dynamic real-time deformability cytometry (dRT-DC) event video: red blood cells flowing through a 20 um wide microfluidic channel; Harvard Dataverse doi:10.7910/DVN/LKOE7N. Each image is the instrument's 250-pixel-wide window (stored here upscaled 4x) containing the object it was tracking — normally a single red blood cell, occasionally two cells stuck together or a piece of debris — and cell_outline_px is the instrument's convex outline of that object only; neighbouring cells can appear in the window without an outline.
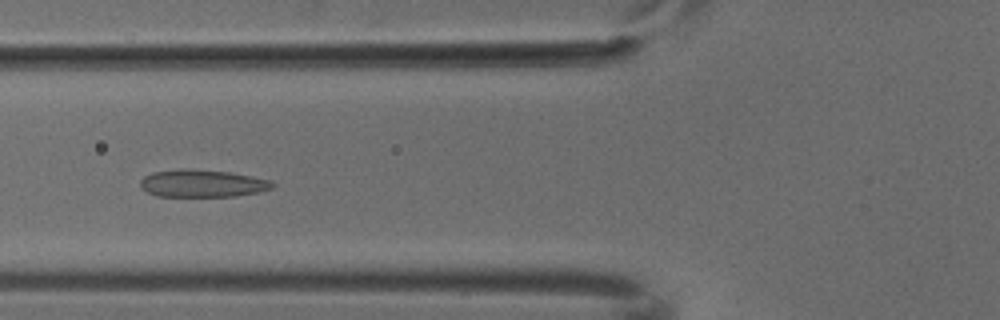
{"species": "common noctule bat (a hibernating species)", "species_latin": "Nyctalus noctula", "temperature_condition": "cold", "stored_images_in_passage": 7, "camera_frame_rate_fps": 3000, "um_per_image_px": 0.085, "animal": {"sex": "male", "body_mass_g": 18.8}, "frame": {"image": 1, "passage_image": 5, "time_ms": 1.333, "image_size_px": [1000, 320], "cell_outline_px": [[276, 184], [272, 188], [260, 192], [236, 196], [156, 196], [140, 188], [140, 180], [144, 176], [152, 172], [228, 172], [252, 176], [272, 180]], "centroid_in_image_um": [17.27, 15.65], "position_along_channel_um": 108.5, "area_um2": 20.17}}
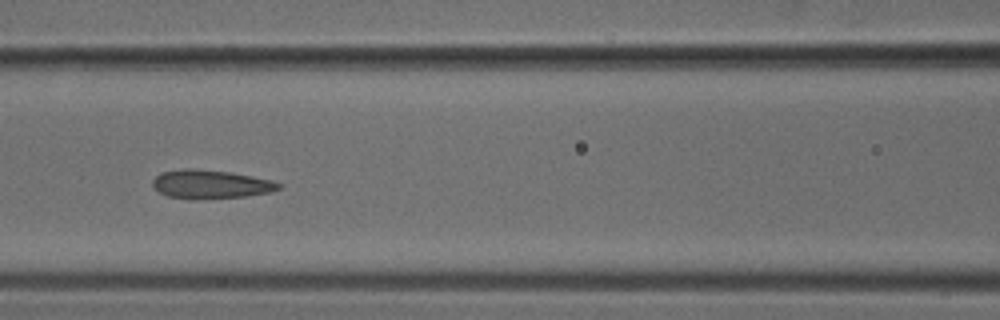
{"frame": {"image": 2, "passage_image": 6, "time_ms": 1.667, "image_size_px": [1000, 320], "cell_outline_px": [[284, 184], [280, 188], [272, 192], [244, 196], [196, 200], [168, 196], [152, 188], [152, 180], [160, 172], [184, 168], [192, 168], [232, 172], [272, 180]], "centroid_in_image_um": [17.9, 15.66], "position_along_channel_um": 148.7, "area_um2": 21.39}}
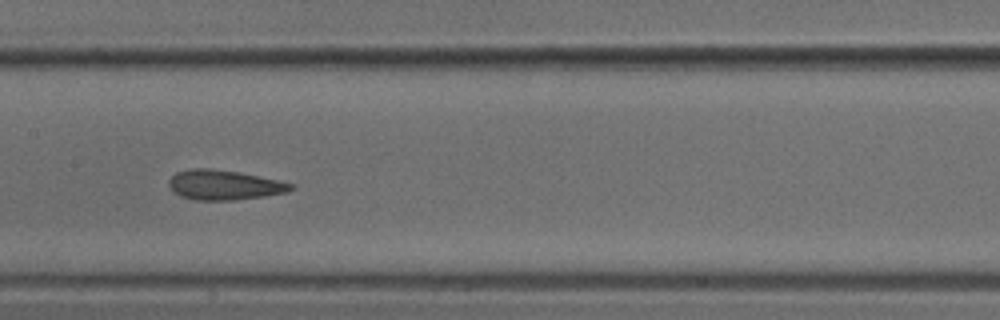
{"frame": {"image": 3, "passage_image": 7, "time_ms": 2.0, "image_size_px": [1000, 320], "cell_outline_px": [[296, 188], [288, 192], [264, 196], [232, 200], [196, 200], [180, 196], [172, 192], [168, 184], [168, 180], [176, 172], [192, 168], [208, 168], [236, 172], [280, 180], [292, 184]], "centroid_in_image_um": [19.03, 15.72], "position_along_channel_um": 188.4, "area_um2": 21.21}}